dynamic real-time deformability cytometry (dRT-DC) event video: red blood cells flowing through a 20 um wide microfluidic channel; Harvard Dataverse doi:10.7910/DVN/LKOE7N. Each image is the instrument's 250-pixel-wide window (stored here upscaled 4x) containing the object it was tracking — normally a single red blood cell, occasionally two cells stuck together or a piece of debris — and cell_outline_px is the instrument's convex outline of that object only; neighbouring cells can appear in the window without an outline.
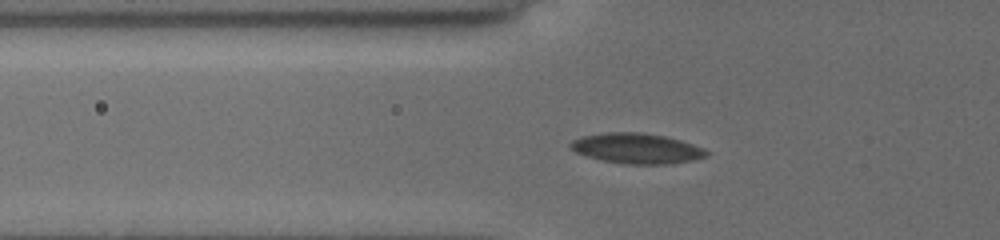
{"species": "common noctule bat (a hibernating species)", "species_latin": "Nyctalus noctula", "temperature_condition": "cold", "stored_images_in_passage": 53, "segment_of_instrument_passage": [1, 2], "camera_frame_rate_fps": 3000, "um_per_image_px": 0.085, "animal": {"sex": "female", "body_mass_g": 19.5, "forearm_length_mm": 54.1}, "frame": {"image": 1, "passage_image": 17, "time_ms": 5.333, "image_size_px": [1000, 240], "cell_outline_px": [[708, 152], [704, 156], [692, 160], [672, 164], [624, 164], [600, 160], [576, 152], [568, 144], [572, 140], [584, 136], [604, 132], [640, 132], [664, 136], [680, 140], [692, 144]], "centroid_in_image_um": [54.07, 12.61], "position_along_channel_um": 71.7, "area_um2": 23.76}}
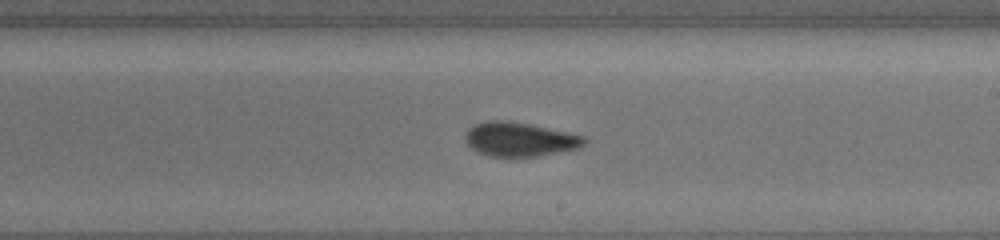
{"frame": {"image": 2, "passage_image": 31, "time_ms": 10.0, "image_size_px": [1000, 240], "cell_outline_px": [[588, 140], [580, 148], [560, 152], [536, 156], [488, 156], [476, 152], [464, 140], [464, 132], [472, 124], [484, 120], [508, 120], [588, 136]], "centroid_in_image_um": [44.15, 11.83], "position_along_channel_um": 244.9, "area_um2": 24.04}}
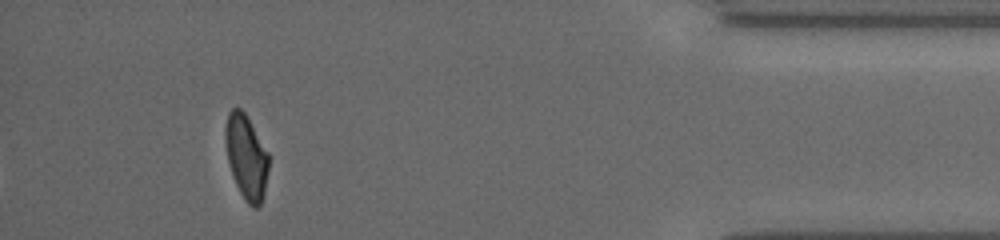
{"frame": {"image": 3, "passage_image": 48, "time_ms": 15.667, "image_size_px": [1000, 240], "cell_outline_px": [[268, 168], [264, 192], [260, 204], [256, 208], [252, 208], [244, 200], [236, 184], [228, 160], [224, 136], [224, 128], [228, 112], [232, 108], [240, 108], [244, 112], [268, 152]], "centroid_in_image_um": [20.92, 13.33], "position_along_channel_um": 414.3, "area_um2": 21.04}}